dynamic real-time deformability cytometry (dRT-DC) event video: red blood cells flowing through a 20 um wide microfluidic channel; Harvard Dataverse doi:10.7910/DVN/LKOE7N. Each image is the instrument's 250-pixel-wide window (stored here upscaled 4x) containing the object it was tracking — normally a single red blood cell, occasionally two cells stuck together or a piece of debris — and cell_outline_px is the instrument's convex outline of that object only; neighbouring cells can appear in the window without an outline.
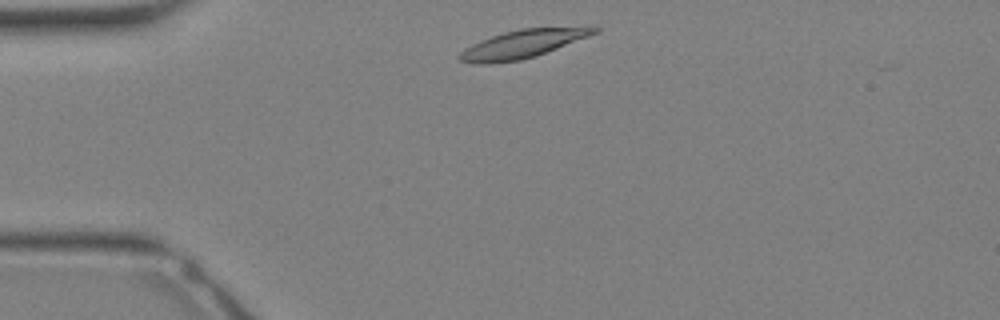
{"species": "Egyptian fruit bat (a non-hibernating species)", "species_latin": "Rousettus aegyptiacus", "temperature_condition": "warm", "stored_images_in_passage": 28, "camera_frame_rate_fps": 3000, "um_per_image_px": 0.085, "animal": {"sex": "female"}, "frame": {"image": 1, "passage_image": 2, "time_ms": 0.333, "image_size_px": [1000, 320], "cell_outline_px": [[600, 32], [536, 56], [520, 60], [488, 64], [472, 64], [460, 60], [460, 52], [464, 48], [480, 40], [504, 32], [520, 28], [588, 24], [592, 24], [600, 28]], "centroid_in_image_um": [44.58, 3.68], "position_along_channel_um": 40.4, "area_um2": 22.95}}
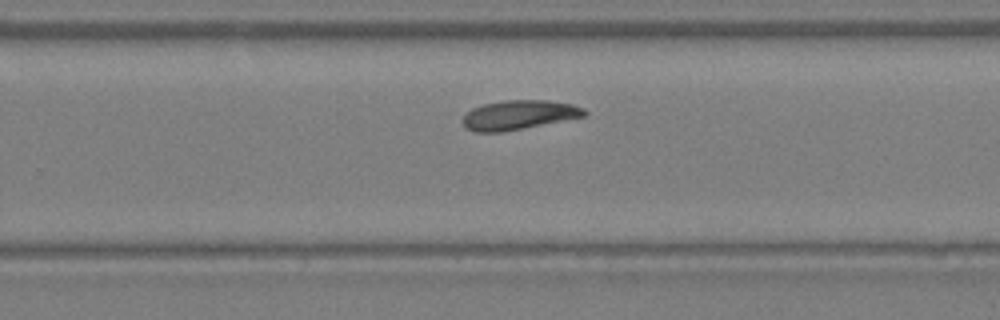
{"frame": {"image": 2, "passage_image": 16, "time_ms": 5.0, "image_size_px": [1000, 320], "cell_outline_px": [[588, 116], [500, 132], [472, 132], [464, 128], [464, 116], [472, 108], [484, 104], [504, 100], [548, 100], [572, 104], [584, 108], [588, 112]], "centroid_in_image_um": [44.13, 9.76], "position_along_channel_um": 285.7, "area_um2": 20.81}}
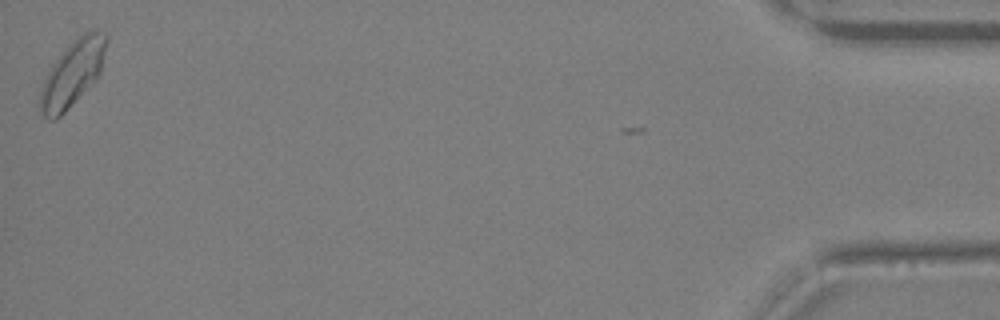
{"frame": {"image": 3, "passage_image": 28, "time_ms": 9.0, "image_size_px": [1000, 320], "cell_outline_px": [[108, 40], [100, 72], [64, 112], [56, 120], [48, 120], [40, 112], [36, 104], [44, 80], [52, 64], [84, 32], [108, 32]], "centroid_in_image_um": [6.12, 6.29], "position_along_channel_um": 429.1, "area_um2": 24.51}}